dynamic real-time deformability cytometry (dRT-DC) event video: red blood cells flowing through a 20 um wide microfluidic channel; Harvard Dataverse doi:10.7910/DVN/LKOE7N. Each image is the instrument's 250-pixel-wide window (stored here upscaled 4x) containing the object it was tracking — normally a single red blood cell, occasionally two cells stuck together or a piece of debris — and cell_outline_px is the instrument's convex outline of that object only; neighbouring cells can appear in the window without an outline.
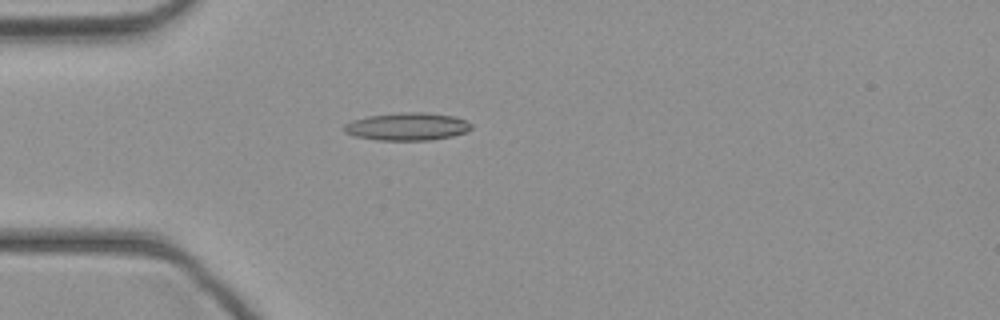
{"species": "common noctule bat (a hibernating species)", "species_latin": "Nyctalus noctula", "temperature_condition": "cold", "stored_images_in_passage": 38, "camera_frame_rate_fps": 3000, "um_per_image_px": 0.085, "animal": {"sex": "female", "body_mass_g": 21.9}, "frame": {"image": 1, "passage_image": 6, "time_ms": 1.667, "image_size_px": [1000, 320], "cell_outline_px": [[472, 128], [464, 132], [452, 136], [432, 140], [376, 140], [356, 136], [344, 132], [344, 124], [352, 120], [368, 116], [400, 112], [428, 112], [456, 116], [472, 124]], "centroid_in_image_um": [34.62, 10.75], "position_along_channel_um": 50.4, "area_um2": 20.63}}
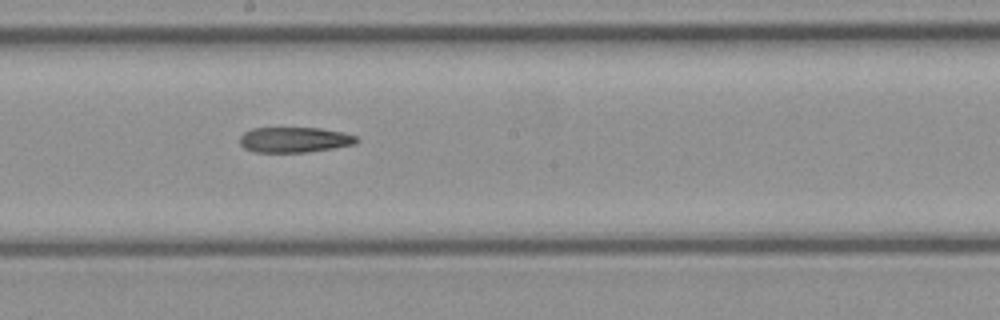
{"frame": {"image": 2, "passage_image": 18, "time_ms": 5.667, "image_size_px": [1000, 320], "cell_outline_px": [[360, 140], [356, 144], [308, 152], [252, 152], [244, 148], [240, 144], [240, 136], [244, 132], [252, 128], [320, 128], [344, 132], [356, 136]], "centroid_in_image_um": [25.03, 11.88], "position_along_channel_um": 223.2, "area_um2": 17.4}}
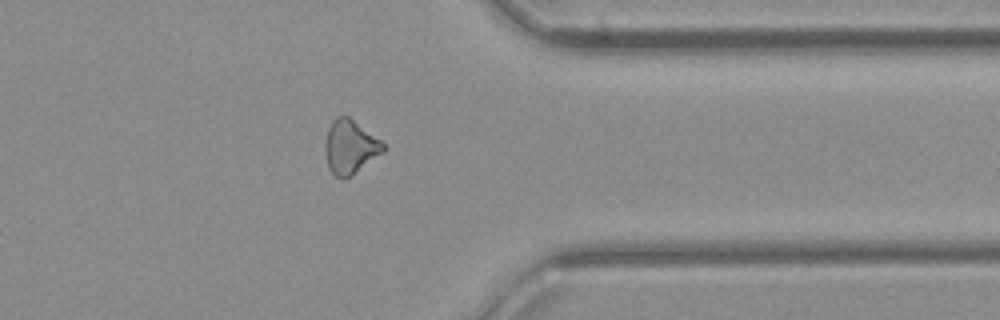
{"frame": {"image": 3, "passage_image": 29, "time_ms": 9.333, "image_size_px": [1000, 320], "cell_outline_px": [[388, 148], [384, 152], [352, 176], [336, 176], [328, 168], [324, 148], [324, 144], [328, 128], [332, 120], [340, 116], [348, 116], [380, 140]], "centroid_in_image_um": [29.77, 12.49], "position_along_channel_um": 381.6, "area_um2": 18.15}}